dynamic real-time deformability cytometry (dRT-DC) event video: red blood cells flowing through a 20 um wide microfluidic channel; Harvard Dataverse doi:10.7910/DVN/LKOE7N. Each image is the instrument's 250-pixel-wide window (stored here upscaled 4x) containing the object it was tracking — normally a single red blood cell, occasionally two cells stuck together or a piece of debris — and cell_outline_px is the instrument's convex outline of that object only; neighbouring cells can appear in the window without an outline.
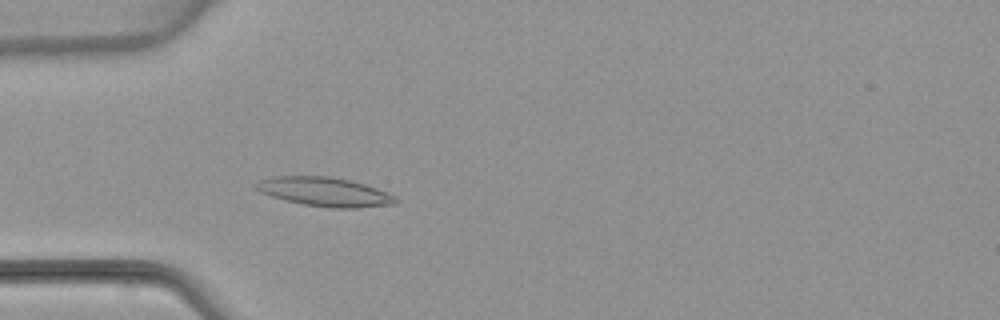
{"species": "common noctule bat (a hibernating species)", "species_latin": "Nyctalus noctula", "temperature_condition": "warm", "stored_images_in_passage": 2, "camera_frame_rate_fps": 3000, "um_per_image_px": 0.085, "animal": {"sex": "female", "body_mass_g": 22.7, "forearm_length_mm": 54.2}, "frame": {"image": 1, "passage_image": 2, "time_ms": 1.333, "image_size_px": [1000, 320], "cell_outline_px": [[400, 200], [396, 204], [356, 208], [328, 208], [304, 204], [284, 200], [260, 192], [252, 184], [256, 180], [272, 176], [332, 176], [364, 184], [376, 188], [396, 196]], "centroid_in_image_um": [27.57, 16.3], "position_along_channel_um": 57.4, "area_um2": 23.87}}